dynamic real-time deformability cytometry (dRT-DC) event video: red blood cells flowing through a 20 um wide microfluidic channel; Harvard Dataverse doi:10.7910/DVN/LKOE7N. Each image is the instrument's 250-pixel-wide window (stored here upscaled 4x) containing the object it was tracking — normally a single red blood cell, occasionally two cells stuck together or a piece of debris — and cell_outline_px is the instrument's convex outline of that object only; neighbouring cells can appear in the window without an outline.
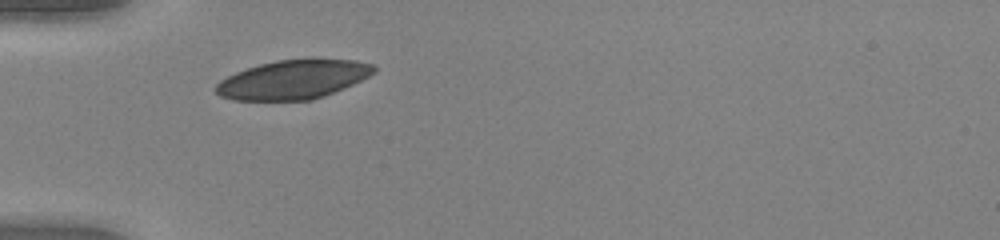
{"species": "human", "species_latin": "Homo sapiens", "temperature_condition": "warm", "stored_images_in_passage": 36, "camera_frame_rate_fps": 3000, "um_per_image_px": 0.085, "donor": {"sex": "female"}, "frame": {"image": 1, "passage_image": 1, "time_ms": 0.0, "image_size_px": [1000, 240], "cell_outline_px": [[376, 72], [344, 88], [324, 96], [312, 100], [232, 100], [220, 96], [216, 92], [216, 84], [220, 80], [236, 72], [260, 64], [276, 60], [308, 56], [312, 56], [356, 60], [372, 64], [376, 68]], "centroid_in_image_um": [24.96, 6.72], "position_along_channel_um": 60.0, "area_um2": 36.65}}
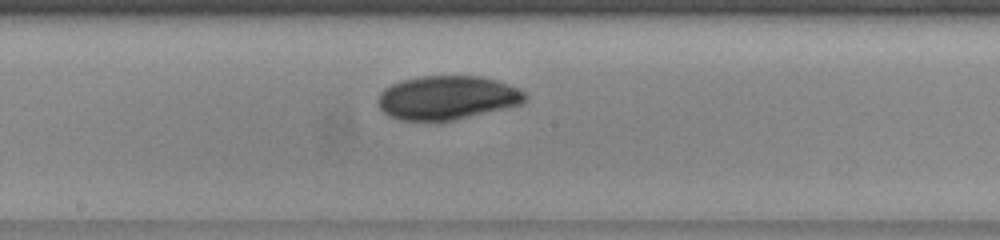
{"frame": {"image": 2, "passage_image": 13, "time_ms": 4.0, "image_size_px": [1000, 240], "cell_outline_px": [[528, 100], [520, 104], [504, 108], [452, 120], [400, 120], [388, 116], [380, 108], [380, 92], [384, 88], [400, 80], [420, 76], [480, 76], [496, 80], [520, 88], [528, 96]], "centroid_in_image_um": [38.03, 8.29], "position_along_channel_um": 210.2, "area_um2": 37.34}}
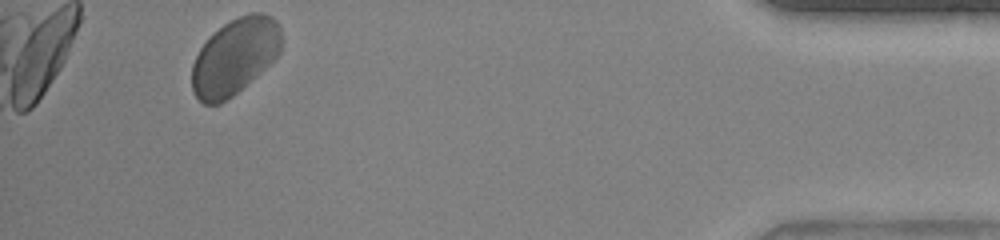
{"frame": {"image": 3, "passage_image": 33, "time_ms": 10.667, "image_size_px": [1000, 240], "cell_outline_px": [[280, 52], [264, 68], [232, 96], [220, 104], [204, 104], [196, 96], [192, 88], [192, 64], [200, 48], [224, 24], [240, 16], [252, 12], [260, 12], [272, 16], [276, 20], [280, 28]], "centroid_in_image_um": [19.95, 4.81], "position_along_channel_um": 415.3, "area_um2": 38.9}, "authors_computed_cell_mechanics": {"area_um2": 37.5989, "velocity_mm_per_s": 3.9393, "shape_relaxation_time_tau1_ms": 2.6535, "shape_relaxation_time_tau2_ms": null, "deformation_change_tau1": 0.0644, "deformation_change_tau2": null}}